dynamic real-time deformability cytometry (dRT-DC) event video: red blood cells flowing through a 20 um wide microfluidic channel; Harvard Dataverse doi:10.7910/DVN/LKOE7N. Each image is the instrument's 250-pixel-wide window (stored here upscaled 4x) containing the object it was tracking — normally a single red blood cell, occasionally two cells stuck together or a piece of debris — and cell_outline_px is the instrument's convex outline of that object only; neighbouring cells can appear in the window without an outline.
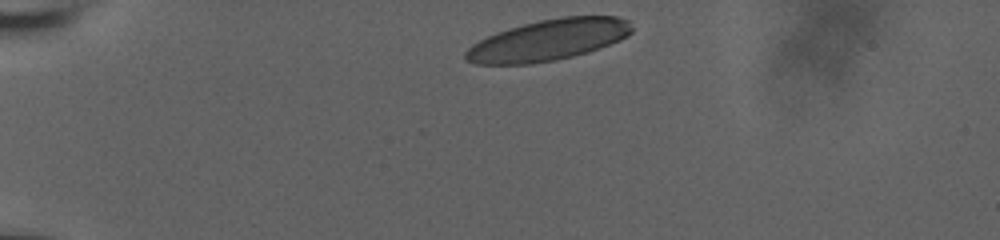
{"species": "human", "species_latin": "Homo sapiens", "temperature_condition": "room temperature", "stored_images_in_passage": 4, "camera_frame_rate_fps": 3000, "um_per_image_px": 0.085, "donor": {"sex": "male"}, "frame": {"image": 1, "passage_image": 1, "time_ms": 0.0, "image_size_px": [1000, 240], "cell_outline_px": [[632, 32], [628, 36], [620, 40], [600, 48], [588, 52], [556, 60], [532, 64], [476, 64], [464, 60], [464, 52], [472, 44], [496, 32], [508, 28], [540, 20], [560, 16], [616, 16], [628, 20], [632, 28]], "centroid_in_image_um": [46.61, 3.4], "position_along_channel_um": 38.4, "area_um2": 40.0}}
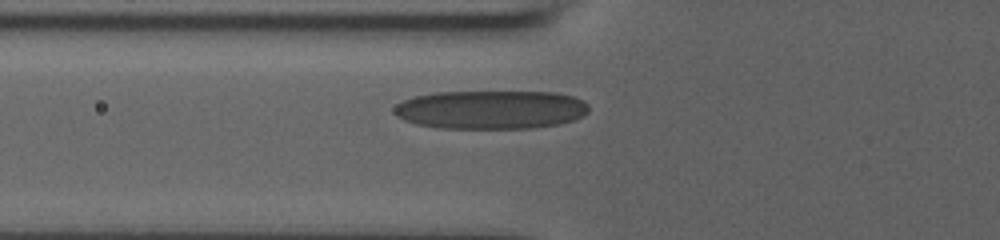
{"frame": {"image": 2, "passage_image": 4, "time_ms": 1.0, "image_size_px": [1000, 240], "cell_outline_px": [[588, 112], [572, 120], [560, 124], [532, 128], [440, 128], [416, 124], [404, 120], [396, 116], [396, 104], [404, 100], [416, 96], [436, 92], [556, 92], [572, 96], [584, 100], [588, 104]], "centroid_in_image_um": [41.74, 9.32], "position_along_channel_um": 84.1, "area_um2": 43.75}}